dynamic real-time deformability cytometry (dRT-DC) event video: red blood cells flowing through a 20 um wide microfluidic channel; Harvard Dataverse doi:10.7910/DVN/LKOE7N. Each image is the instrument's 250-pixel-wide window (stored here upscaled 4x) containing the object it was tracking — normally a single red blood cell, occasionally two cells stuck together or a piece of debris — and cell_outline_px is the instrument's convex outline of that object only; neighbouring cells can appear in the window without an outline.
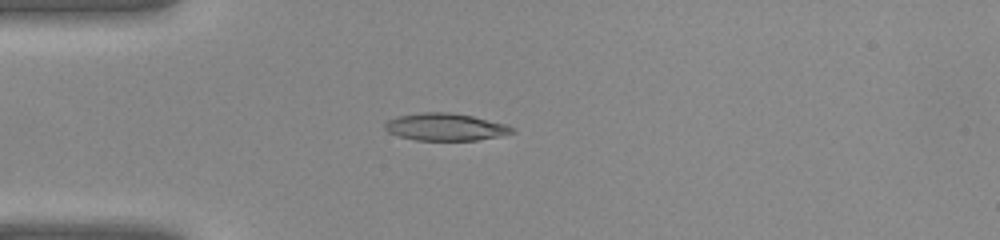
{"species": "common noctule bat (a hibernating species)", "species_latin": "Nyctalus noctula", "temperature_condition": "warm", "stored_images_in_passage": 40, "camera_frame_rate_fps": 3000, "um_per_image_px": 0.085, "animal": {"sex": "female", "body_mass_g": 22.0, "forearm_length_mm": 56.7}, "frame": {"image": 1, "passage_image": 11, "time_ms": 3.333, "image_size_px": [1000, 240], "cell_outline_px": [[516, 132], [500, 136], [476, 140], [416, 140], [400, 136], [388, 132], [384, 128], [384, 124], [388, 120], [396, 116], [424, 112], [448, 112], [472, 116], [504, 124], [516, 128]], "centroid_in_image_um": [37.86, 10.79], "position_along_channel_um": 47.1, "area_um2": 20.17}}
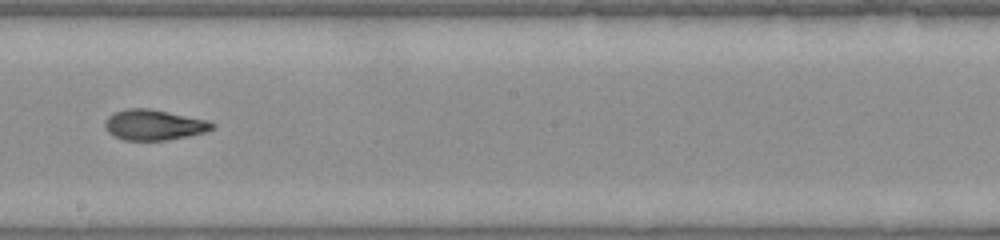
{"frame": {"image": 2, "passage_image": 23, "time_ms": 7.333, "image_size_px": [1000, 240], "cell_outline_px": [[216, 128], [208, 132], [168, 140], [124, 140], [108, 132], [104, 128], [104, 120], [108, 116], [116, 112], [128, 108], [148, 108], [208, 120], [216, 124]], "centroid_in_image_um": [13.12, 10.62], "position_along_channel_um": 235.1, "area_um2": 19.19}}
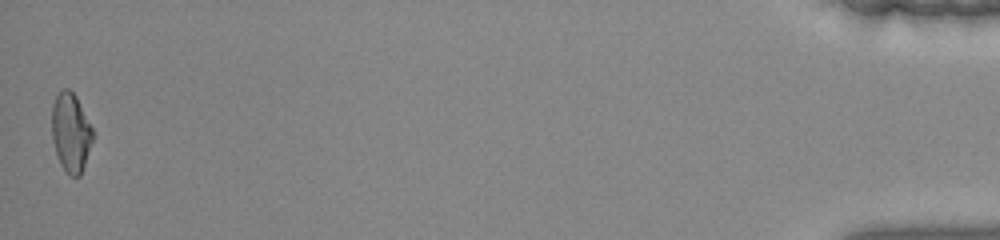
{"frame": {"image": 3, "passage_image": 40, "time_ms": 13.0, "image_size_px": [1000, 240], "cell_outline_px": [[96, 136], [80, 176], [68, 176], [60, 164], [52, 140], [52, 104], [56, 96], [64, 88], [68, 88], [76, 96], [96, 132]], "centroid_in_image_um": [6.06, 11.28], "position_along_channel_um": 429.1, "area_um2": 19.36}}